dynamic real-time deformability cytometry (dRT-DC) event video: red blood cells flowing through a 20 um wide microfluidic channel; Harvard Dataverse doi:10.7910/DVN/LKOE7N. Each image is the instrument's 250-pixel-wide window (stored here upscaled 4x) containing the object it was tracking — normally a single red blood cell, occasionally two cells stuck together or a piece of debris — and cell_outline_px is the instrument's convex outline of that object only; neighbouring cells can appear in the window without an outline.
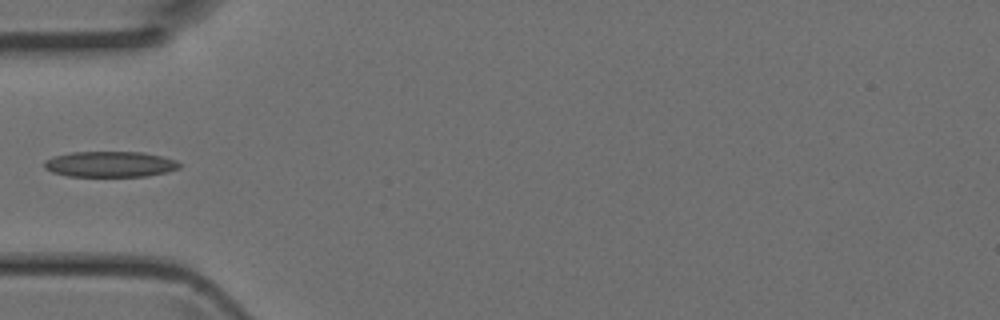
{"species": "Egyptian fruit bat (a non-hibernating species)", "species_latin": "Rousettus aegyptiacus", "temperature_condition": "room temperature", "stored_images_in_passage": 4, "camera_frame_rate_fps": 3000, "um_per_image_px": 0.085, "animal": {"sex": "female"}, "frame": {"image": 1, "passage_image": 4, "time_ms": 1.0, "image_size_px": [1000, 320], "cell_outline_px": [[180, 168], [168, 172], [148, 176], [68, 176], [52, 172], [44, 168], [44, 160], [52, 156], [72, 152], [144, 152], [176, 160], [180, 164]], "centroid_in_image_um": [9.34, 13.95], "position_along_channel_um": 75.7, "area_um2": 20.35}}